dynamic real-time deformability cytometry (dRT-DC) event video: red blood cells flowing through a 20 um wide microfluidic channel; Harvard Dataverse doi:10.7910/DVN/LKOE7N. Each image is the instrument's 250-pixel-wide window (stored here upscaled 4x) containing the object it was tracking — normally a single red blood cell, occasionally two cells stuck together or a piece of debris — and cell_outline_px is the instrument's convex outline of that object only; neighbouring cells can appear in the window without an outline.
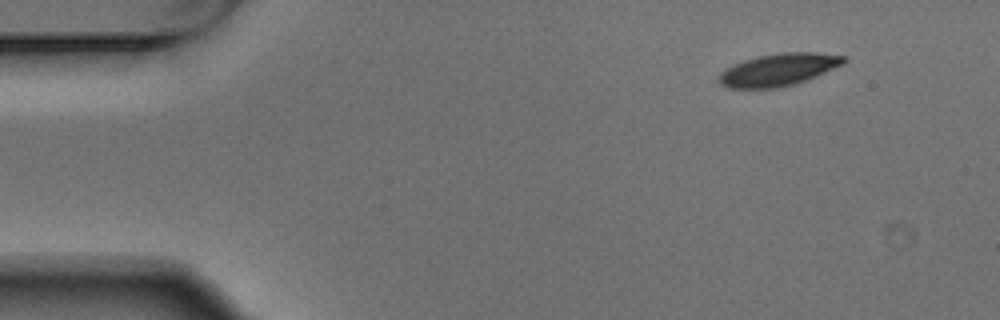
{"species": "Egyptian fruit bat (a non-hibernating species)", "species_latin": "Rousettus aegyptiacus", "temperature_condition": "warm", "stored_images_in_passage": 3, "segment_of_instrument_passage": [2, 2], "camera_frame_rate_fps": 3000, "um_per_image_px": 0.085, "animal": {"sex": "male"}, "frame": {"image": 1, "passage_image": 3, "time_ms": 0.667, "image_size_px": [1000, 320], "cell_outline_px": [[848, 60], [844, 64], [804, 80], [792, 84], [776, 88], [728, 88], [720, 84], [720, 72], [744, 60], [760, 56], [780, 52], [816, 52], [848, 56]], "centroid_in_image_um": [66.22, 5.91], "position_along_channel_um": 18.8, "area_um2": 23.18}}